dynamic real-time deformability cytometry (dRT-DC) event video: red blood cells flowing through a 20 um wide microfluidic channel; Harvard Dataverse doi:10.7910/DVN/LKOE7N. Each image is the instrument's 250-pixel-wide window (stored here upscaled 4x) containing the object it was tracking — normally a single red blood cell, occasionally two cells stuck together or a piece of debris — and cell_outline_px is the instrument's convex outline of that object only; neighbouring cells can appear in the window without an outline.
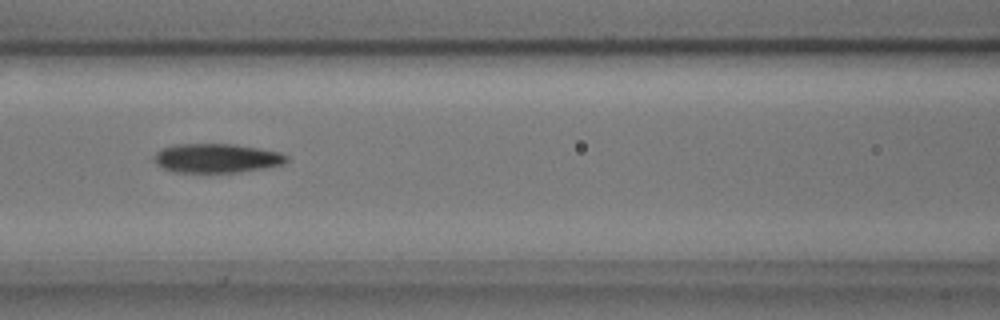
{"species": "common noctule bat (a hibernating species)", "species_latin": "Nyctalus noctula", "temperature_condition": "cold", "stored_images_in_passage": 8, "camera_frame_rate_fps": 3000, "um_per_image_px": 0.085, "animal": {"sex": "male", "body_mass_g": 17.9, "forearm_length_mm": 54.2}, "frame": {"image": 1, "passage_image": 5, "time_ms": 1.333, "image_size_px": [1000, 320], "cell_outline_px": [[288, 160], [284, 164], [264, 168], [240, 172], [172, 172], [156, 164], [152, 160], [152, 156], [160, 148], [172, 144], [236, 144], [260, 148], [280, 152], [288, 156]], "centroid_in_image_um": [18.38, 13.44], "position_along_channel_um": 148.2, "area_um2": 22.83}}
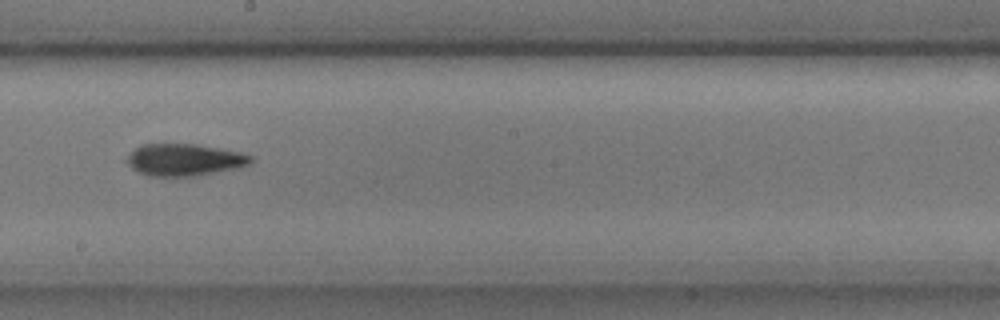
{"frame": {"image": 2, "passage_image": 7, "time_ms": 2.0, "image_size_px": [1000, 320], "cell_outline_px": [[252, 164], [240, 168], [196, 176], [148, 176], [136, 172], [128, 164], [128, 156], [140, 144], [196, 144], [240, 152], [252, 156]], "centroid_in_image_um": [15.7, 13.59], "position_along_channel_um": 232.5, "area_um2": 23.24}}
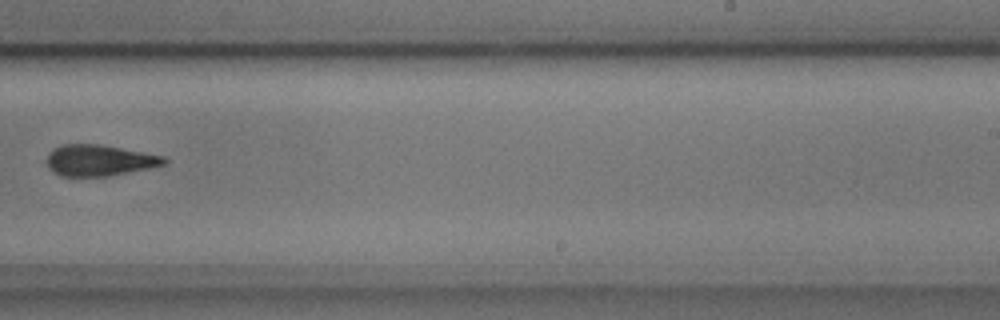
{"frame": {"image": 3, "passage_image": 8, "time_ms": 2.333, "image_size_px": [1000, 320], "cell_outline_px": [[168, 164], [152, 168], [108, 176], [60, 176], [52, 172], [48, 168], [44, 160], [48, 152], [52, 148], [64, 144], [100, 144], [144, 152], [164, 156], [168, 160]], "centroid_in_image_um": [8.42, 13.63], "position_along_channel_um": 280.6, "area_um2": 21.79}}